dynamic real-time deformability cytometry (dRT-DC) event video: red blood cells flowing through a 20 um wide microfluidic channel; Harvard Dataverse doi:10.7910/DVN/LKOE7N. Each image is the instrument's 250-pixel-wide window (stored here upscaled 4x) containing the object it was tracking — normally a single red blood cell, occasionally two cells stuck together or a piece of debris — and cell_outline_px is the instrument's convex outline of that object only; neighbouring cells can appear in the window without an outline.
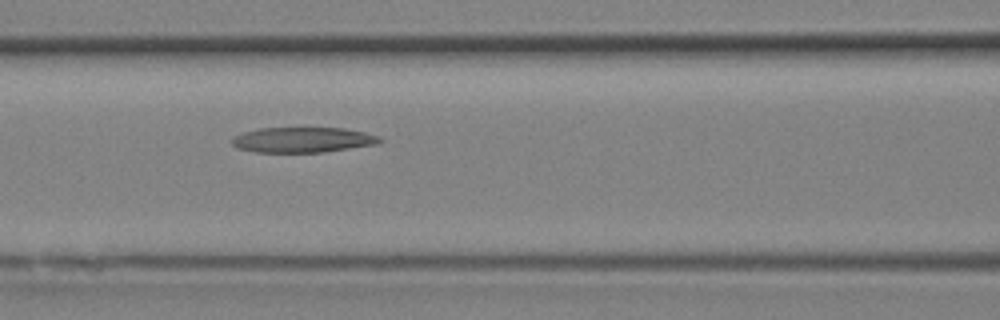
{"species": "Egyptian fruit bat (a non-hibernating species)", "species_latin": "Rousettus aegyptiacus", "temperature_condition": "room temperature", "stored_images_in_passage": 8, "camera_frame_rate_fps": 3000, "um_per_image_px": 0.085, "animal": {"sex": "female"}, "frame": {"image": 1, "passage_image": 8, "time_ms": 2.333, "image_size_px": [1000, 320], "cell_outline_px": [[384, 140], [376, 144], [324, 152], [256, 152], [236, 148], [232, 144], [232, 136], [244, 132], [260, 128], [344, 128], [364, 132], [380, 136]], "centroid_in_image_um": [25.73, 11.88], "position_along_channel_um": 140.9, "area_um2": 21.79}}